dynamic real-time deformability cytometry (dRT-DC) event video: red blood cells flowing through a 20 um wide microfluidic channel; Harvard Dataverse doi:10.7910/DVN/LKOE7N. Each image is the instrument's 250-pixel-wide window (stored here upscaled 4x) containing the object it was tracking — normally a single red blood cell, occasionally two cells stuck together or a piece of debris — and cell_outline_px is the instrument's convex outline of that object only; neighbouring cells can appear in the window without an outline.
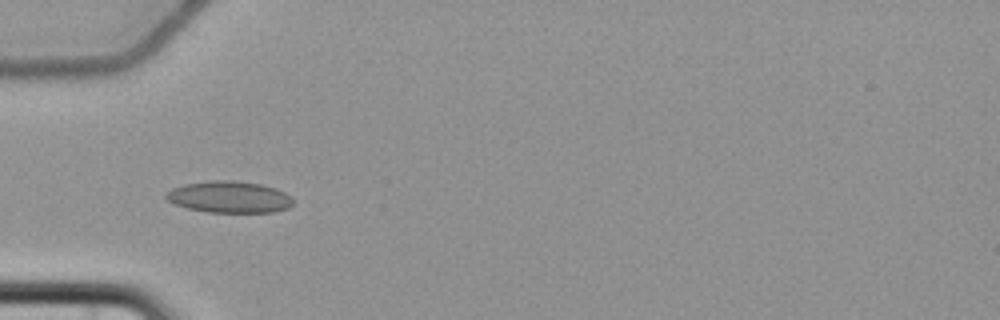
{"species": "common noctule bat (a hibernating species)", "species_latin": "Nyctalus noctula", "temperature_condition": "cold", "stored_images_in_passage": 7, "camera_frame_rate_fps": 3000, "um_per_image_px": 0.085, "animal": {"sex": "female", "body_mass_g": 22.7, "forearm_length_mm": 54.2}, "frame": {"image": 1, "passage_image": 4, "time_ms": 4.333, "image_size_px": [1000, 320], "cell_outline_px": [[292, 204], [288, 208], [272, 212], [208, 212], [188, 208], [176, 204], [168, 200], [164, 196], [172, 188], [184, 184], [212, 180], [232, 180], [260, 184], [276, 188], [284, 192], [292, 200]], "centroid_in_image_um": [19.48, 16.74], "position_along_channel_um": 65.5, "area_um2": 23.18}}
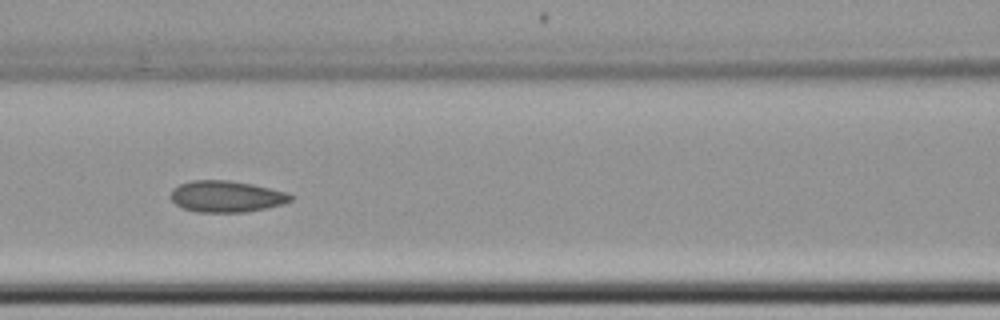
{"frame": {"image": 2, "passage_image": 6, "time_ms": 6.667, "image_size_px": [1000, 320], "cell_outline_px": [[292, 200], [284, 204], [244, 212], [196, 212], [184, 208], [176, 204], [168, 196], [172, 188], [180, 184], [192, 180], [228, 180], [252, 184], [288, 192], [292, 196]], "centroid_in_image_um": [19.22, 16.69], "position_along_channel_um": 147.4, "area_um2": 22.02}}
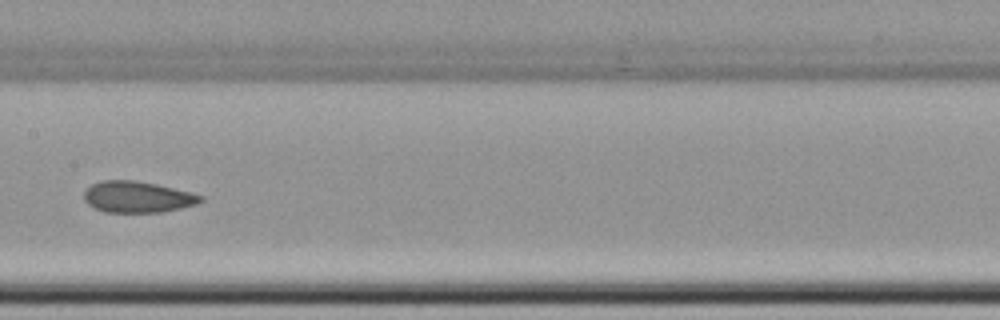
{"frame": {"image": 3, "passage_image": 7, "time_ms": 8.0, "image_size_px": [1000, 320], "cell_outline_px": [[204, 200], [196, 204], [164, 212], [104, 212], [88, 204], [84, 200], [84, 192], [92, 184], [100, 180], [136, 180], [156, 184], [192, 192], [204, 196]], "centroid_in_image_um": [11.7, 16.73], "position_along_channel_um": 195.7, "area_um2": 21.33}}